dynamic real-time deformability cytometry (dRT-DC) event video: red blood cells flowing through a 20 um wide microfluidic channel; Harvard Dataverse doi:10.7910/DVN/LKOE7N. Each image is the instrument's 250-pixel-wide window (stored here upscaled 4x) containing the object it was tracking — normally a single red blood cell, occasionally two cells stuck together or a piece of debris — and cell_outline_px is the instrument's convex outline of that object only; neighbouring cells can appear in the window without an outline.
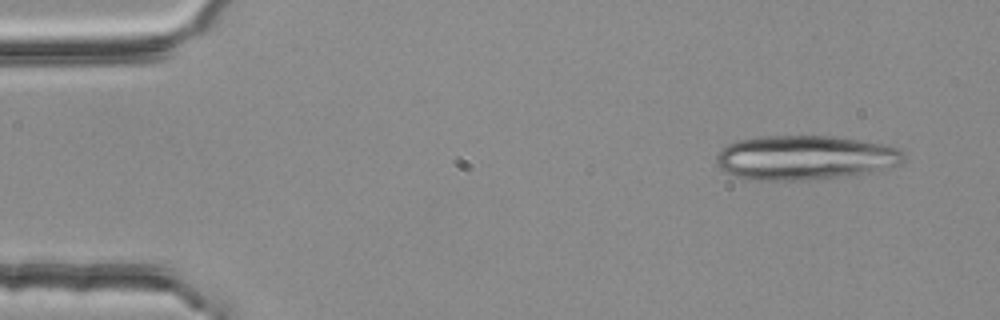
{"species": "common noctule bat (a hibernating species)", "species_latin": "Nyctalus noctula", "temperature_condition": "room temperature", "stored_images_in_passage": 4, "camera_frame_rate_fps": 3000, "um_per_image_px": 0.085, "animal": {"sex": "female", "body_mass_g": 25.1}, "frame": {"image": 1, "passage_image": 1, "time_ms": 0.0, "image_size_px": [1000, 320], "cell_outline_px": [[904, 160], [900, 164], [888, 168], [872, 172], [844, 176], [808, 180], [748, 180], [724, 172], [716, 164], [716, 156], [720, 148], [728, 144], [740, 140], [760, 136], [832, 136], [860, 140], [884, 144], [900, 148], [904, 152]], "centroid_in_image_um": [68.41, 13.4], "position_along_channel_um": 16.6, "area_um2": 48.9}}